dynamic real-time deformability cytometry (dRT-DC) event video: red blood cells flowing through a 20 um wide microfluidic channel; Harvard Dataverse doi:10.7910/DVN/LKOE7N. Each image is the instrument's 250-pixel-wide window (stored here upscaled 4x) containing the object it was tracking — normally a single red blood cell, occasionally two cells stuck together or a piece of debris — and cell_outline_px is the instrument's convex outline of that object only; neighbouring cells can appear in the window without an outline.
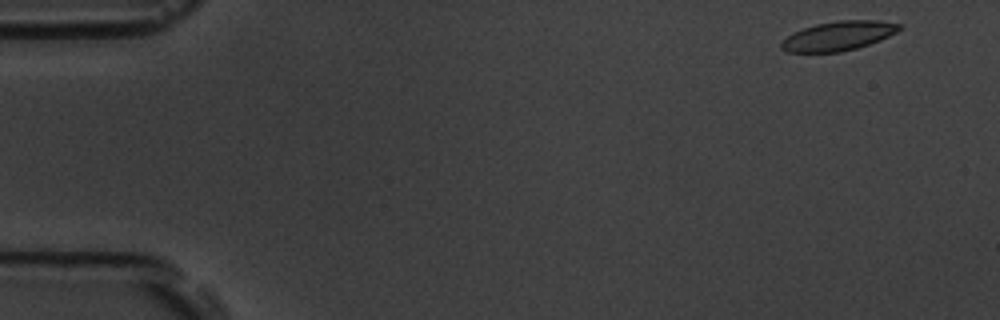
{"species": "common noctule bat (a hibernating species)", "species_latin": "Nyctalus noctula", "temperature_condition": "room temperature", "stored_images_in_passage": 14, "camera_frame_rate_fps": 3000, "um_per_image_px": 0.085, "animal": {"sex": "male", "body_mass_g": 19.5, "forearm_length_mm": 54.6}, "frame": {"image": 1, "passage_image": 1, "time_ms": 0.0, "image_size_px": [1000, 320], "cell_outline_px": [[904, 28], [880, 40], [856, 48], [840, 52], [788, 52], [780, 48], [780, 44], [792, 32], [816, 24], [836, 20], [880, 20], [900, 24]], "centroid_in_image_um": [71.27, 3.04], "position_along_channel_um": 13.7, "area_um2": 20.11}}
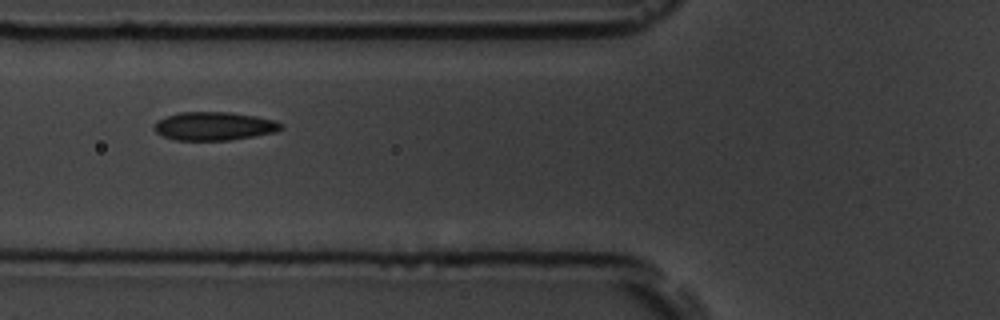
{"frame": {"image": 2, "passage_image": 5, "time_ms": 1.333, "image_size_px": [1000, 320], "cell_outline_px": [[284, 128], [276, 132], [228, 140], [176, 140], [164, 136], [156, 132], [152, 128], [152, 124], [156, 120], [180, 112], [228, 112], [256, 116], [276, 120], [284, 124]], "centroid_in_image_um": [18.2, 10.71], "position_along_channel_um": 107.6, "area_um2": 21.1}}
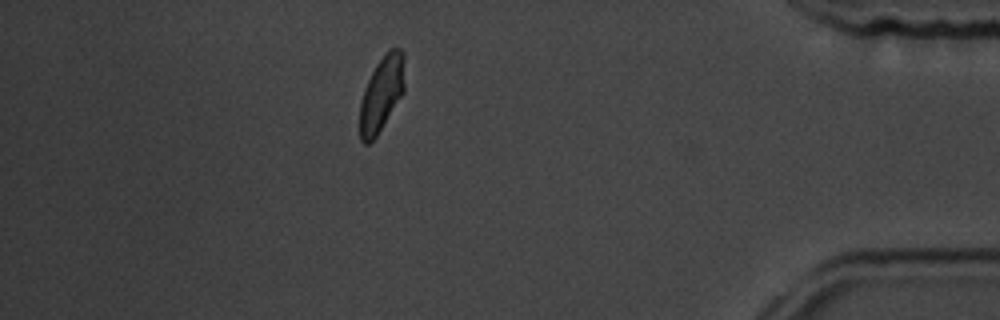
{"frame": {"image": 3, "passage_image": 13, "time_ms": 4.0, "image_size_px": [1000, 320], "cell_outline_px": [[404, 92], [376, 136], [368, 144], [364, 144], [360, 140], [360, 100], [364, 88], [376, 64], [392, 48], [400, 48], [404, 52]], "centroid_in_image_um": [32.43, 7.98], "position_along_channel_um": 402.8, "area_um2": 19.42}}